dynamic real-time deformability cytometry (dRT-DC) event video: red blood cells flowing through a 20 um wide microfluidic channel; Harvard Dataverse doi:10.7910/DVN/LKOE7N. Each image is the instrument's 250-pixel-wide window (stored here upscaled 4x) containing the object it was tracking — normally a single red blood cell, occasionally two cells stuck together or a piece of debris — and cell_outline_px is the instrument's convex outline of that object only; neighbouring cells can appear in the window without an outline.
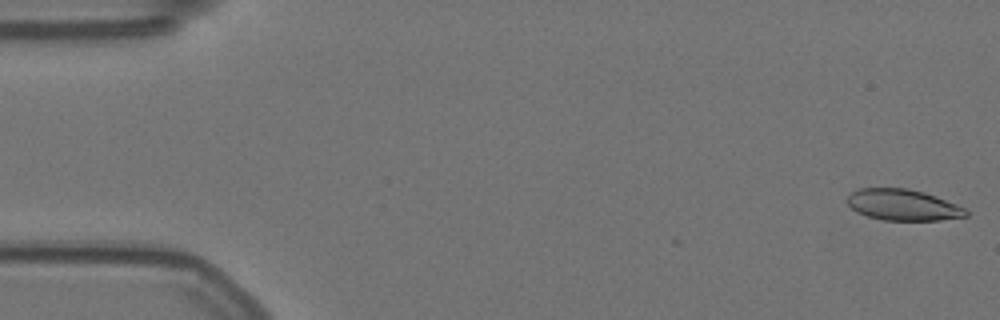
{"species": "Egyptian fruit bat (a non-hibernating species)", "species_latin": "Rousettus aegyptiacus", "temperature_condition": "warm", "stored_images_in_passage": 8, "camera_frame_rate_fps": 3000, "um_per_image_px": 0.085, "animal": {"sex": "female"}, "frame": {"image": 1, "passage_image": 1, "time_ms": 0.0, "image_size_px": [1000, 320], "cell_outline_px": [[968, 216], [940, 220], [884, 220], [868, 216], [856, 212], [844, 200], [852, 192], [860, 188], [908, 188], [924, 192], [936, 196], [956, 204], [964, 208], [968, 212]], "centroid_in_image_um": [76.73, 17.41], "position_along_channel_um": 8.3, "area_um2": 21.56}}